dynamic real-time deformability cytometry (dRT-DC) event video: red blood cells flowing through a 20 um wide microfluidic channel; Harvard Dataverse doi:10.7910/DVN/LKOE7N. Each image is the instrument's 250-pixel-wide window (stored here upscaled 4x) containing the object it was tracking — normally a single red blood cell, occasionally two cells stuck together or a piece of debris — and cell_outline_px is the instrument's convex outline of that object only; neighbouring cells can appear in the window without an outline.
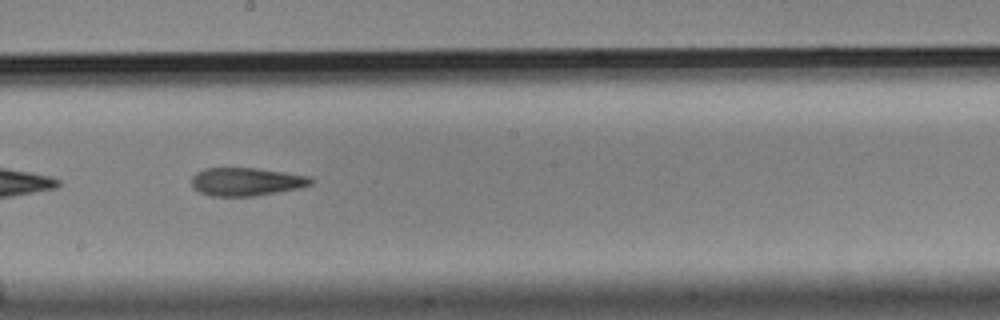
{"species": "Egyptian fruit bat (a non-hibernating species)", "species_latin": "Rousettus aegyptiacus", "temperature_condition": "cold", "stored_images_in_passage": 40, "camera_frame_rate_fps": 3000, "um_per_image_px": 0.085, "animal": {"sex": "male"}, "frame": {"image": 1, "passage_image": 18, "time_ms": 5.667, "image_size_px": [1000, 320], "cell_outline_px": [[312, 184], [300, 188], [252, 196], [212, 196], [200, 192], [192, 184], [192, 176], [196, 172], [204, 168], [256, 168], [312, 176]], "centroid_in_image_um": [20.95, 15.43], "position_along_channel_um": 227.2, "area_um2": 19.48}, "authors_computed_cell_mechanics": {"area_um2": 20.4901, "velocity_mm_per_s": 3.5521, "shape_relaxation_time_tau1_ms": 9.1145, "shape_relaxation_time_tau2_ms": null, "deformation_change_tau1": 0.2421, "deformation_change_tau2": null}}